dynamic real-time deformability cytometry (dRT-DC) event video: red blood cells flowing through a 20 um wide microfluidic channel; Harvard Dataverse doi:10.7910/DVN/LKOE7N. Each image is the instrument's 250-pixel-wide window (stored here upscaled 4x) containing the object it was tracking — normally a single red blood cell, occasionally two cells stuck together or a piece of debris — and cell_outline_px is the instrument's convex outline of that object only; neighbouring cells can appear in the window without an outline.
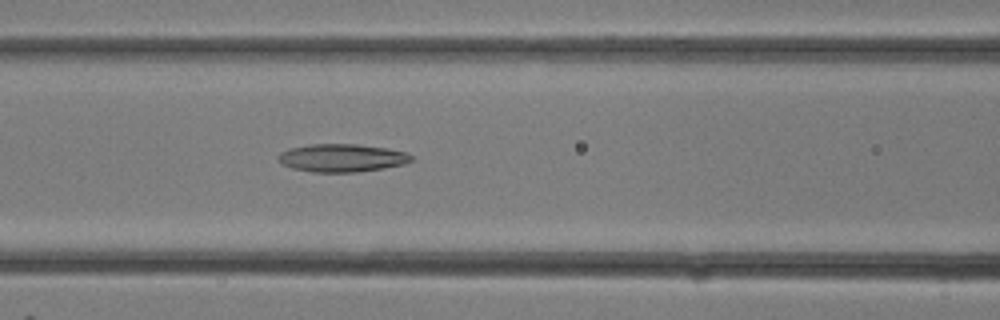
{"species": "common noctule bat (a hibernating species)", "species_latin": "Nyctalus noctula", "temperature_condition": "room temperature", "stored_images_in_passage": 8, "camera_frame_rate_fps": 3000, "um_per_image_px": 0.085, "animal": {"sex": "female"}, "frame": {"image": 1, "passage_image": 8, "time_ms": 2.333, "image_size_px": [1000, 320], "cell_outline_px": [[408, 160], [396, 164], [376, 168], [336, 172], [328, 172], [300, 168], [288, 164], [288, 152], [300, 148], [328, 144], [336, 144], [376, 148], [400, 152], [408, 156]], "centroid_in_image_um": [29.17, 13.43], "position_along_channel_um": 137.4, "area_um2": 17.92}}